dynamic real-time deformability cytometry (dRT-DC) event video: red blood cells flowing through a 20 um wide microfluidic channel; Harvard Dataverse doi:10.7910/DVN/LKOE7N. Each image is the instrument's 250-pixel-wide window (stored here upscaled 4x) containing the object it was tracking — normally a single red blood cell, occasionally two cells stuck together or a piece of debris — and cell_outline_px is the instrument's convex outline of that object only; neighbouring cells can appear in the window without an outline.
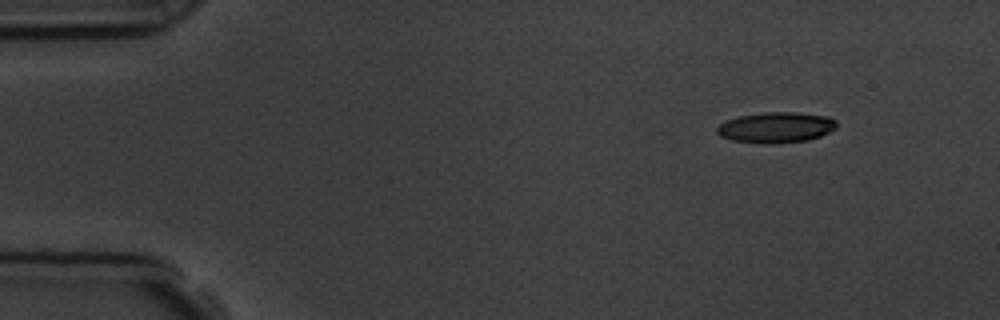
{"species": "common noctule bat (a hibernating species)", "species_latin": "Nyctalus noctula", "temperature_condition": "room temperature", "stored_images_in_passage": 3, "camera_frame_rate_fps": 3000, "um_per_image_px": 0.085, "animal": {"sex": "male", "body_mass_g": 19.5, "forearm_length_mm": 54.6}, "frame": {"image": 1, "passage_image": 1, "time_ms": 0.0, "image_size_px": [1000, 320], "cell_outline_px": [[836, 128], [820, 136], [808, 140], [772, 144], [764, 144], [732, 140], [720, 136], [716, 132], [716, 128], [720, 124], [728, 120], [740, 116], [764, 112], [796, 112], [828, 116], [836, 120]], "centroid_in_image_um": [65.97, 10.83], "position_along_channel_um": 19.0, "area_um2": 21.39}}